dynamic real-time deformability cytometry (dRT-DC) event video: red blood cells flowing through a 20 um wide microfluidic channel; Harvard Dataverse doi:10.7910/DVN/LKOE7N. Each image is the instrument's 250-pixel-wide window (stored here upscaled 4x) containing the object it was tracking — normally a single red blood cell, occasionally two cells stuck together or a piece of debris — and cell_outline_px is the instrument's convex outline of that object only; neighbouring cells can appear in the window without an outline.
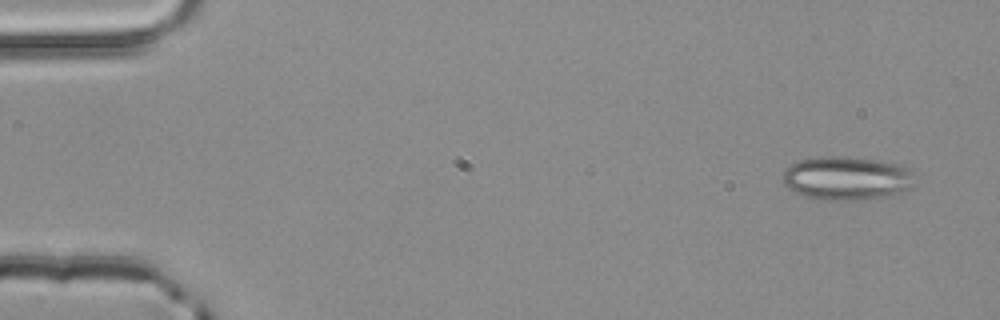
{"species": "common noctule bat (a hibernating species)", "species_latin": "Nyctalus noctula", "temperature_condition": "room temperature", "stored_images_in_passage": 3, "camera_frame_rate_fps": 3000, "um_per_image_px": 0.085, "animal": {"sex": "male", "body_mass_g": 20.4}, "frame": {"image": 1, "passage_image": 1, "time_ms": 0.0, "image_size_px": [1000, 320], "cell_outline_px": [[912, 188], [892, 196], [860, 200], [820, 200], [804, 196], [788, 188], [784, 184], [784, 168], [800, 160], [824, 156], [840, 156], [876, 160], [896, 164], [912, 172]], "centroid_in_image_um": [71.95, 15.17], "position_along_channel_um": 13.0, "area_um2": 33.47}}